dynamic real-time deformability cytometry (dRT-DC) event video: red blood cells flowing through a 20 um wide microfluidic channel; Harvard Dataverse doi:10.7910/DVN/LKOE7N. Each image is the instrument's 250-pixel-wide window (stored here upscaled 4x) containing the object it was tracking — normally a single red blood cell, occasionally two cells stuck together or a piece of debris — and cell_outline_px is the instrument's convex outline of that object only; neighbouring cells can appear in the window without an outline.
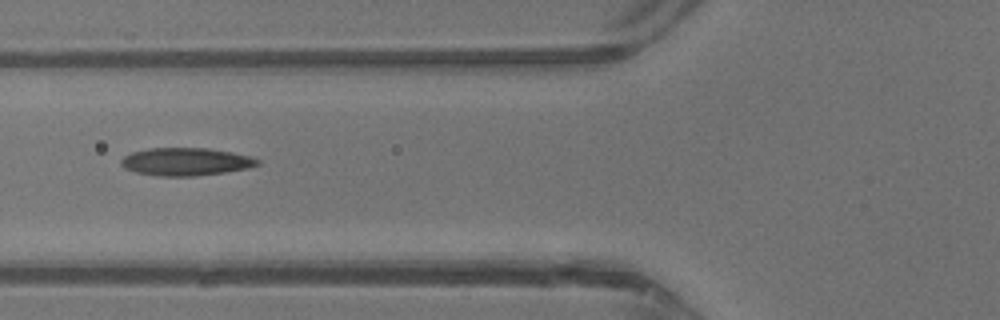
{"species": "common noctule bat (a hibernating species)", "species_latin": "Nyctalus noctula", "temperature_condition": "warm", "stored_images_in_passage": 13, "camera_frame_rate_fps": 3000, "um_per_image_px": 0.085, "animal": {"sex": "male", "body_mass_g": 13.3}, "frame": {"image": 1, "passage_image": 4, "time_ms": 1.0, "image_size_px": [1000, 320], "cell_outline_px": [[260, 164], [248, 168], [224, 172], [196, 176], [160, 176], [136, 172], [124, 168], [120, 164], [120, 160], [124, 156], [132, 152], [148, 148], [208, 148], [232, 152], [252, 156], [260, 160]], "centroid_in_image_um": [15.8, 13.74], "position_along_channel_um": 110.0, "area_um2": 22.2}}
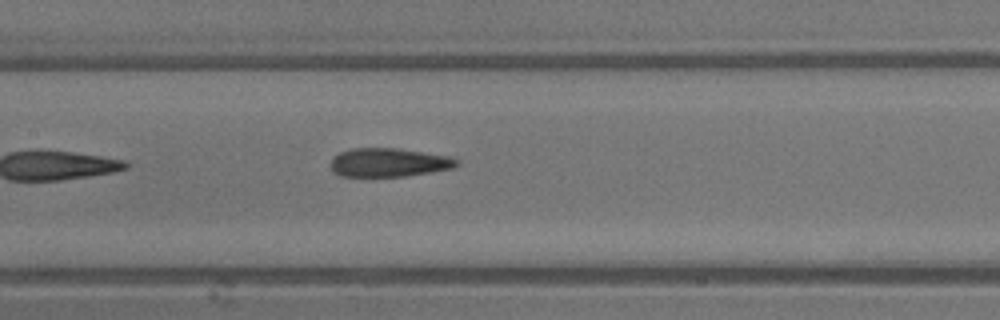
{"frame": {"image": 2, "passage_image": 8, "time_ms": 2.333, "image_size_px": [1000, 320], "cell_outline_px": [[460, 164], [452, 168], [432, 172], [404, 176], [340, 176], [332, 172], [332, 160], [340, 152], [352, 148], [396, 148], [452, 156], [460, 160]], "centroid_in_image_um": [33.11, 13.81], "position_along_channel_um": 174.3, "area_um2": 21.1}}